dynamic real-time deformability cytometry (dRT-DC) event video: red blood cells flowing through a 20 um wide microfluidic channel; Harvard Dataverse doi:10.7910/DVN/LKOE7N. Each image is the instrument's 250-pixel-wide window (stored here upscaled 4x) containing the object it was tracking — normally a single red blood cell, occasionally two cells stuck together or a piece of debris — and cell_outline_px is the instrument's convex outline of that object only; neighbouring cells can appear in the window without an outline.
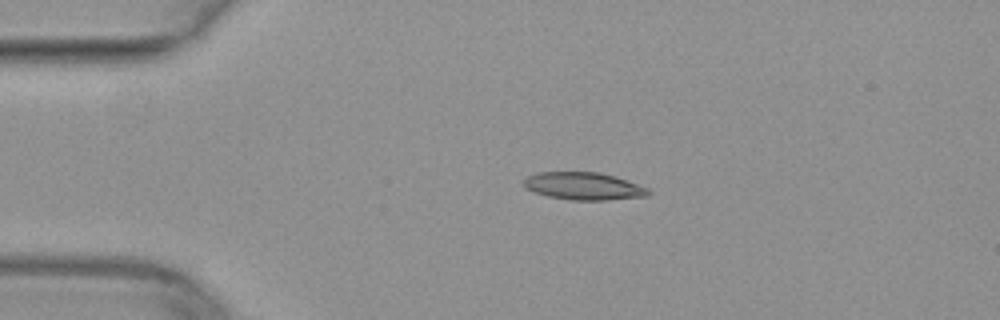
{"species": "common noctule bat (a hibernating species)", "species_latin": "Nyctalus noctula", "temperature_condition": "warm", "stored_images_in_passage": 39, "camera_frame_rate_fps": 3000, "um_per_image_px": 0.085, "animal": {"sex": "female", "body_mass_g": 29.2, "forearm_length_mm": 56.3}, "frame": {"image": 1, "passage_image": 7, "time_ms": 2.0, "image_size_px": [1000, 320], "cell_outline_px": [[652, 192], [648, 196], [608, 200], [568, 200], [548, 196], [524, 188], [524, 180], [528, 176], [540, 172], [600, 172], [648, 188]], "centroid_in_image_um": [49.61, 15.83], "position_along_channel_um": 35.4, "area_um2": 19.83}}
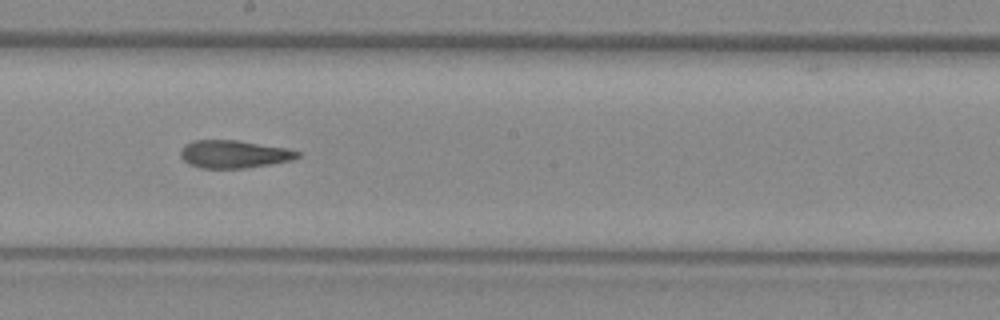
{"frame": {"image": 2, "passage_image": 24, "time_ms": 7.667, "image_size_px": [1000, 320], "cell_outline_px": [[300, 156], [292, 160], [244, 168], [200, 168], [188, 164], [180, 156], [180, 148], [184, 144], [192, 140], [236, 140], [288, 148], [300, 152]], "centroid_in_image_um": [19.84, 13.09], "position_along_channel_um": 228.4, "area_um2": 19.02}}
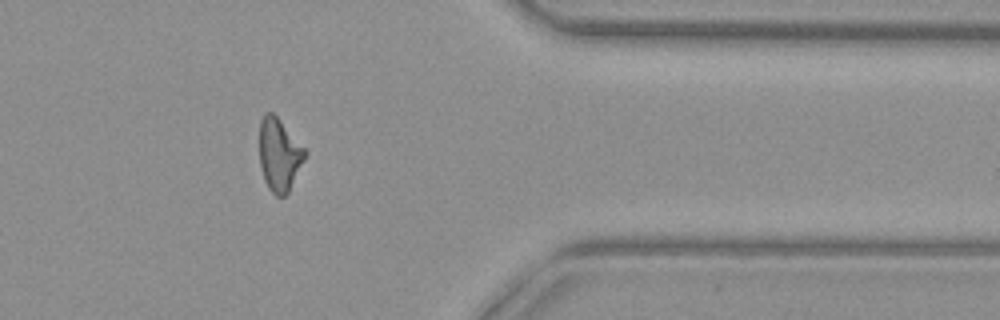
{"frame": {"image": 3, "passage_image": 37, "time_ms": 12.0, "image_size_px": [1000, 320], "cell_outline_px": [[308, 152], [288, 192], [284, 196], [276, 196], [268, 188], [264, 180], [260, 168], [260, 120], [264, 112], [272, 112], [280, 120]], "centroid_in_image_um": [23.72, 13.15], "position_along_channel_um": 387.7, "area_um2": 19.19}}